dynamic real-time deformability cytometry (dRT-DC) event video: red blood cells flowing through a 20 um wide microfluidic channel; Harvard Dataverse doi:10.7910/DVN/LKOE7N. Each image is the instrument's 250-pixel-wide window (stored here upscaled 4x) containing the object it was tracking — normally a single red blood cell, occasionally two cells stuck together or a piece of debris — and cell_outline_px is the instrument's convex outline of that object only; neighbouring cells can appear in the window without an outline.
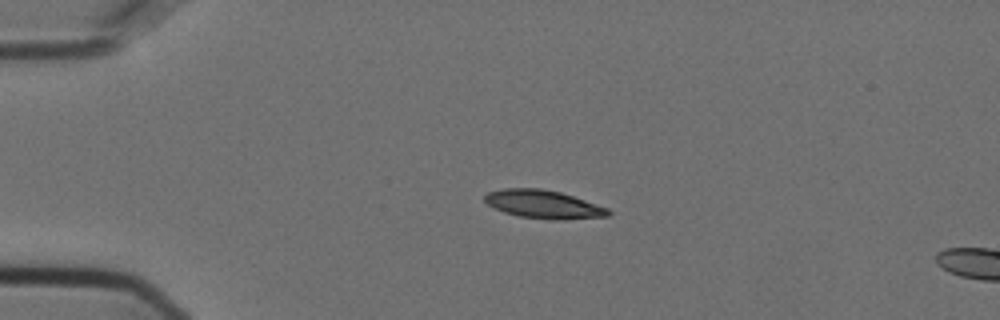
{"species": "Egyptian fruit bat (a non-hibernating species)", "species_latin": "Rousettus aegyptiacus", "temperature_condition": "cold", "stored_images_in_passage": 4, "camera_frame_rate_fps": 3000, "um_per_image_px": 0.085, "animal": {"sex": "female"}, "frame": {"image": 1, "passage_image": 1, "time_ms": 0.0, "image_size_px": [1000, 320], "cell_outline_px": [[612, 212], [608, 216], [560, 220], [548, 220], [520, 216], [504, 212], [492, 208], [484, 200], [484, 196], [488, 192], [504, 188], [540, 188], [560, 192], [608, 208]], "centroid_in_image_um": [46.17, 17.37], "position_along_channel_um": 38.8, "area_um2": 20.35}}